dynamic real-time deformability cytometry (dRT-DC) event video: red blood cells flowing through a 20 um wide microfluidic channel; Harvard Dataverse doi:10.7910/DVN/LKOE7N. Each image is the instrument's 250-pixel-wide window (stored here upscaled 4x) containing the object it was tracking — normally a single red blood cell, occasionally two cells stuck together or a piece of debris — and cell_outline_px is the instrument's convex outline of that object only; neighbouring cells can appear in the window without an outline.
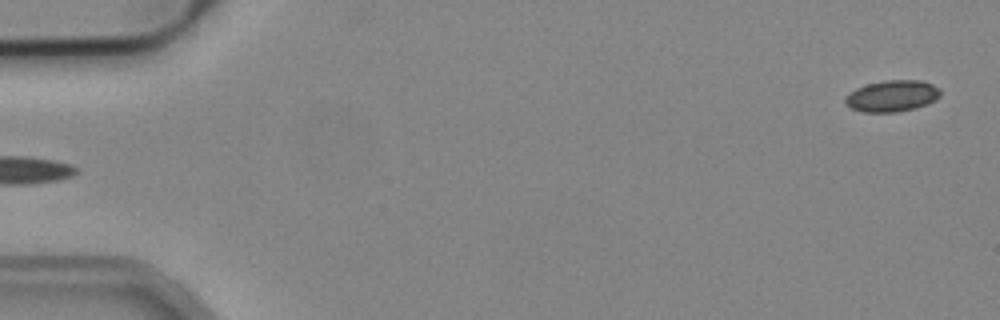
{"species": "common noctule bat (a hibernating species)", "species_latin": "Nyctalus noctula", "temperature_condition": "cold", "stored_images_in_passage": 4, "camera_frame_rate_fps": 3000, "um_per_image_px": 0.085, "animal": {"sex": "male", "body_mass_g": 19.2, "forearm_length_mm": 51.8}, "frame": {"image": 1, "passage_image": 4, "time_ms": 1.0, "image_size_px": [1000, 320], "cell_outline_px": [[940, 96], [936, 100], [916, 108], [896, 112], [860, 112], [844, 104], [844, 96], [848, 92], [856, 88], [868, 84], [884, 80], [924, 80], [940, 88]], "centroid_in_image_um": [75.81, 8.15], "position_along_channel_um": 9.2, "area_um2": 17.69}}